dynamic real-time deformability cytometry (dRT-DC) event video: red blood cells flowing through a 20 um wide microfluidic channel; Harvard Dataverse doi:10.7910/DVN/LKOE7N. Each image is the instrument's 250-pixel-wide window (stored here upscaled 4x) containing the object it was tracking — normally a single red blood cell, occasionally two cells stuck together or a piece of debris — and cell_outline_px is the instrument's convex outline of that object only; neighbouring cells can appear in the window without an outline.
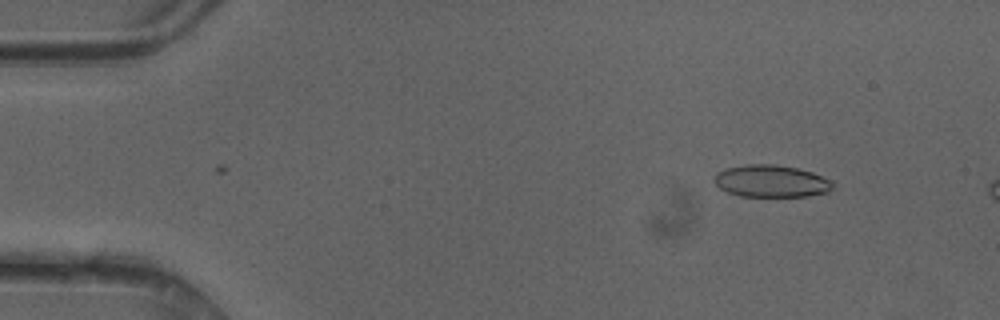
{"species": "common noctule bat (a hibernating species)", "species_latin": "Nyctalus noctula", "temperature_condition": "cold", "stored_images_in_passage": 6, "camera_frame_rate_fps": 3000, "um_per_image_px": 0.085, "animal": {"sex": "female"}, "frame": {"image": 1, "passage_image": 1, "time_ms": 0.0, "image_size_px": [1000, 320], "cell_outline_px": [[832, 188], [828, 192], [808, 196], [740, 196], [728, 192], [720, 188], [712, 180], [716, 172], [728, 168], [744, 164], [776, 164], [796, 168], [812, 172], [828, 180], [832, 184]], "centroid_in_image_um": [65.5, 15.39], "position_along_channel_um": 19.5, "area_um2": 22.08}}